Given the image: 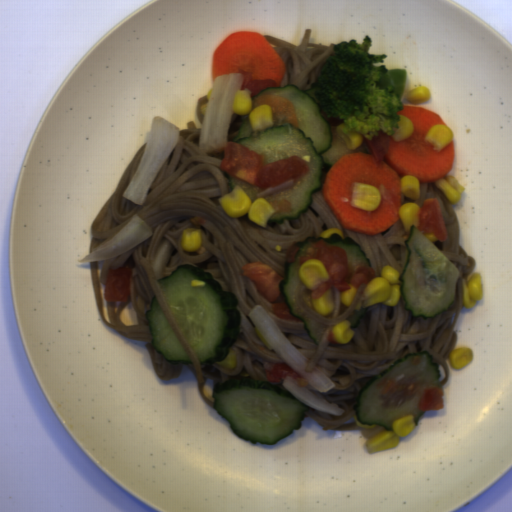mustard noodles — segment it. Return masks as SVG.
<instances>
[{"label":"mustard noodles","mask_w":512,"mask_h":512,"mask_svg":"<svg viewBox=\"0 0 512 512\" xmlns=\"http://www.w3.org/2000/svg\"><path fill=\"white\" fill-rule=\"evenodd\" d=\"M201 128L193 121L179 131V140L150 186L145 202L135 204L125 197V192L141 162L146 145L134 155L113 192L101 206L92 221L90 254L125 227L137 215L150 229L152 235L137 247L107 260L89 262L91 287L102 323L112 327L126 339L144 342L155 375L161 381L178 378L181 364L173 365L155 351L146 318L151 310V300L156 297L169 325L188 355L194 371L201 399L210 407L214 403L206 396L203 386L211 379L214 387L231 379L267 381L266 363H280L277 354L265 341L250 319L255 306H263L277 328L308 360L306 372L316 367L333 386L321 392L324 399L335 403L341 415H334L309 407L304 411L314 423L324 430L356 429L362 437L376 436L384 426L362 424L353 406L359 392L377 375L406 354L428 351L432 363L439 364V387L448 381L449 353L458 342L456 325L464 305L463 283L473 276L476 259L460 244L459 219L451 202L435 183H420L419 200H411L401 193V203L414 202L424 206V199L436 198L447 229L445 241L433 243L459 270L454 302L444 313L433 318L414 317L405 309L402 297L396 307L375 304L368 307L357 328H351L353 337L346 344L337 343L332 329L347 321L354 311L366 308L361 300L367 283L356 291L349 307L342 302V292L332 286L333 311L322 316L310 308L304 298L306 287L300 284L295 300L305 315L319 324L327 325L318 344L311 339L302 320H284L273 313L270 302L257 290L250 277L243 276L242 266L261 262L285 278L286 262L295 263L300 248L295 246L308 237H320L329 228L341 230L344 240L352 238L370 259L375 277L389 265L401 275L408 261L405 244L410 236L401 219L390 229L375 236L354 233L340 226L328 207L323 190L312 193V202L299 218L283 224L266 223L265 228L248 218V213L232 218L221 206L218 198L232 191L228 172L220 169L225 149L217 153L200 151ZM201 228L203 244L198 251L183 252L180 246L182 231ZM169 241L172 250L162 278L168 277L180 263L199 266L211 272L224 291L232 292L239 299L237 307L242 316L241 335L235 346L236 364L227 368L217 363L200 364L188 341L178 326L157 282L151 261L162 241ZM132 268L131 295L127 303L106 302L103 299L107 269Z\"/></svg>","instance_id":"obj_1"},{"label":"mustard noodles","mask_w":512,"mask_h":512,"mask_svg":"<svg viewBox=\"0 0 512 512\" xmlns=\"http://www.w3.org/2000/svg\"><path fill=\"white\" fill-rule=\"evenodd\" d=\"M273 46L285 64V74L279 87L295 85L300 90L308 91L322 75V68L328 58L335 55L334 44L329 45L309 42L312 29H306L302 40L295 45L287 40L263 35Z\"/></svg>","instance_id":"obj_2"},{"label":"mustard noodles","mask_w":512,"mask_h":512,"mask_svg":"<svg viewBox=\"0 0 512 512\" xmlns=\"http://www.w3.org/2000/svg\"><path fill=\"white\" fill-rule=\"evenodd\" d=\"M382 194L379 187L363 182L353 183L349 204L353 207L374 212L380 205Z\"/></svg>","instance_id":"obj_3"},{"label":"mustard noodles","mask_w":512,"mask_h":512,"mask_svg":"<svg viewBox=\"0 0 512 512\" xmlns=\"http://www.w3.org/2000/svg\"><path fill=\"white\" fill-rule=\"evenodd\" d=\"M243 123L242 116L236 113H232V116L229 121V127L227 132L226 142L232 141L233 137L239 134L240 127Z\"/></svg>","instance_id":"obj_4"},{"label":"mustard noodles","mask_w":512,"mask_h":512,"mask_svg":"<svg viewBox=\"0 0 512 512\" xmlns=\"http://www.w3.org/2000/svg\"><path fill=\"white\" fill-rule=\"evenodd\" d=\"M208 102V94L201 96L195 103V114L197 120L203 125L205 114L203 113L201 106L203 103Z\"/></svg>","instance_id":"obj_5"},{"label":"mustard noodles","mask_w":512,"mask_h":512,"mask_svg":"<svg viewBox=\"0 0 512 512\" xmlns=\"http://www.w3.org/2000/svg\"><path fill=\"white\" fill-rule=\"evenodd\" d=\"M330 168H331V167H327V166H325V165H324V168H323V175L321 176V182H322V184H323V185H324L325 179H326V177H327V174H328V172H329Z\"/></svg>","instance_id":"obj_6"}]
</instances>
